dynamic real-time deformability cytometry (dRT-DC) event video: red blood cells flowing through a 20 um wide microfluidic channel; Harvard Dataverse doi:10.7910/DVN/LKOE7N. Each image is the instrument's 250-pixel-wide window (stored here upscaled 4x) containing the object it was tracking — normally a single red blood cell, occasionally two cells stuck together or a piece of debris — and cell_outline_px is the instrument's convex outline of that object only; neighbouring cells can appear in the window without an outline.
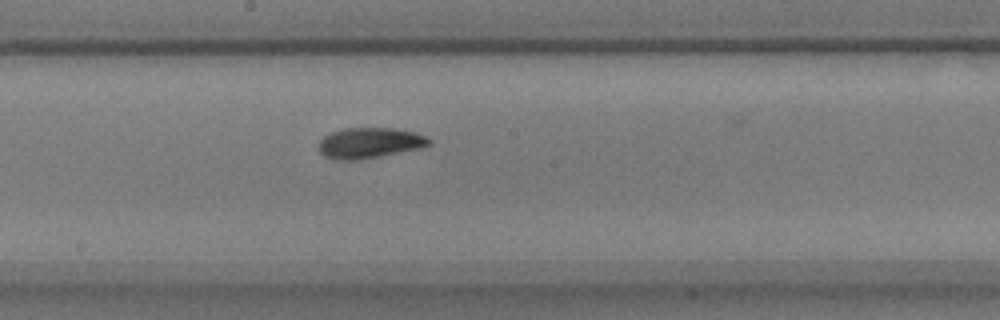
{"species": "common noctule bat (a hibernating species)", "species_latin": "Nyctalus noctula", "temperature_condition": "warm", "stored_images_in_passage": 24, "camera_frame_rate_fps": 3000, "um_per_image_px": 0.085, "animal": {"sex": "male", "body_mass_g": 17.9}, "frame": {"image": 1, "passage_image": 11, "time_ms": 3.333, "image_size_px": [1000, 320], "cell_outline_px": [[432, 144], [424, 148], [360, 160], [332, 160], [324, 156], [320, 152], [320, 140], [324, 136], [332, 132], [344, 128], [392, 128], [416, 132], [428, 136], [432, 140]], "centroid_in_image_um": [31.48, 12.16], "position_along_channel_um": 216.7, "area_um2": 20.06}}
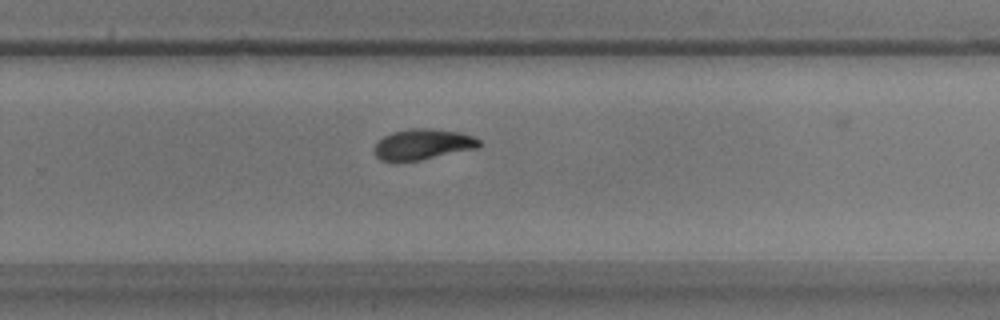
{"frame": {"image": 2, "passage_image": 17, "time_ms": 5.333, "image_size_px": [1000, 320], "cell_outline_px": [[480, 144], [476, 148], [420, 160], [400, 164], [380, 160], [376, 156], [376, 144], [384, 136], [392, 132], [408, 128], [432, 128], [460, 132], [472, 136], [480, 140]], "centroid_in_image_um": [35.9, 12.28], "position_along_channel_um": 293.9, "area_um2": 18.96}}
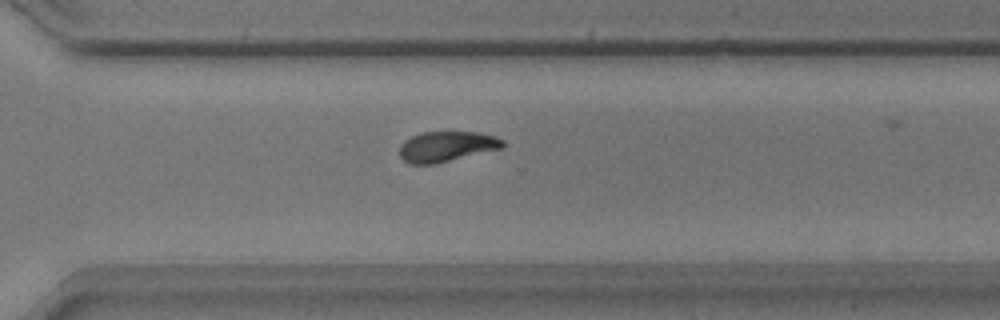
{"frame": {"image": 3, "passage_image": 20, "time_ms": 6.333, "image_size_px": [1000, 320], "cell_outline_px": [[504, 148], [436, 164], [408, 164], [400, 156], [400, 144], [404, 140], [412, 136], [424, 132], [480, 132], [496, 136], [504, 140]], "centroid_in_image_um": [37.99, 12.46], "position_along_channel_um": 332.6, "area_um2": 18.5}}